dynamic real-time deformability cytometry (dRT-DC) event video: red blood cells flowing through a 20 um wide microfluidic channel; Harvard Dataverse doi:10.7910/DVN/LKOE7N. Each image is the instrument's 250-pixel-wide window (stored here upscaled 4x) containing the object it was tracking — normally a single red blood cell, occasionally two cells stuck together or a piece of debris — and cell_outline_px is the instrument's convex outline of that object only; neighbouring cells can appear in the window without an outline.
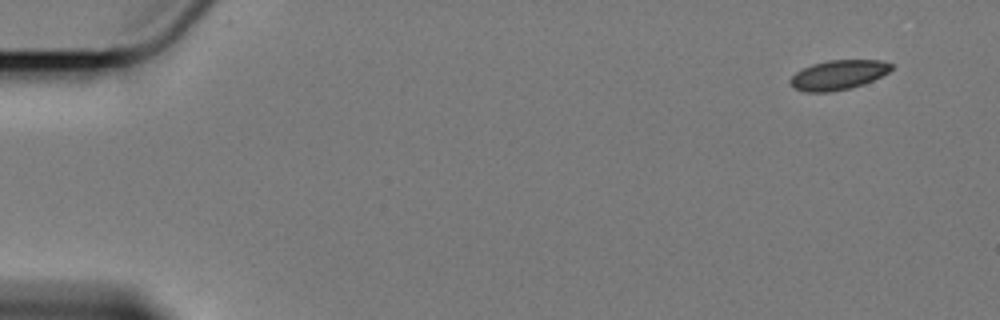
{"species": "Egyptian fruit bat (a non-hibernating species)", "species_latin": "Rousettus aegyptiacus", "temperature_condition": "cold", "stored_images_in_passage": 38, "camera_frame_rate_fps": 3000, "um_per_image_px": 0.085, "animal": {"sex": "female"}, "frame": {"image": 1, "passage_image": 1, "time_ms": 0.0, "image_size_px": [1000, 320], "cell_outline_px": [[892, 68], [888, 72], [864, 84], [832, 92], [804, 92], [796, 88], [788, 80], [796, 72], [812, 64], [828, 60], [880, 60], [892, 64]], "centroid_in_image_um": [71.24, 6.36], "position_along_channel_um": 13.8, "area_um2": 17.22}}
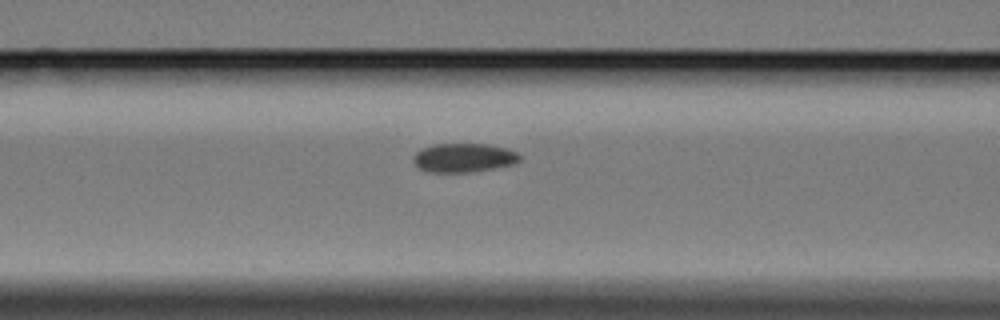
{"frame": {"image": 2, "passage_image": 22, "time_ms": 7.0, "image_size_px": [1000, 320], "cell_outline_px": [[524, 156], [516, 164], [468, 172], [428, 172], [420, 168], [412, 160], [412, 156], [416, 152], [424, 148], [436, 144], [488, 144], [508, 148], [520, 152]], "centroid_in_image_um": [39.49, 13.4], "position_along_channel_um": 127.1, "area_um2": 18.09}}
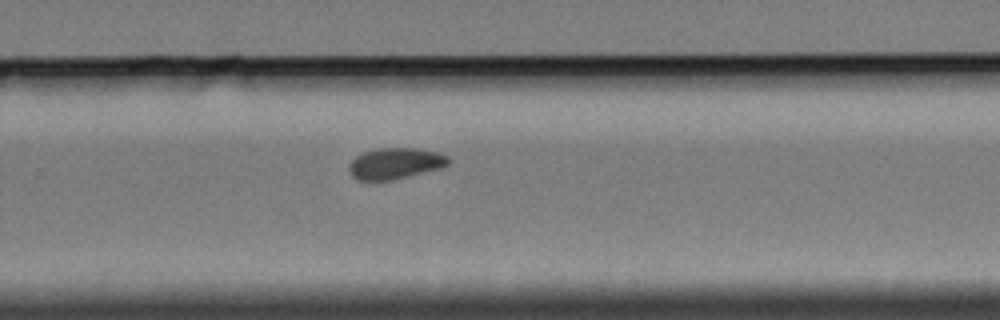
{"frame": {"image": 3, "passage_image": 37, "time_ms": 12.0, "image_size_px": [1000, 320], "cell_outline_px": [[452, 160], [448, 164], [440, 168], [392, 180], [356, 180], [352, 176], [348, 168], [352, 160], [356, 156], [364, 152], [380, 148], [420, 148], [436, 152], [448, 156]], "centroid_in_image_um": [33.6, 13.89], "position_along_channel_um": 296.2, "area_um2": 17.98}}